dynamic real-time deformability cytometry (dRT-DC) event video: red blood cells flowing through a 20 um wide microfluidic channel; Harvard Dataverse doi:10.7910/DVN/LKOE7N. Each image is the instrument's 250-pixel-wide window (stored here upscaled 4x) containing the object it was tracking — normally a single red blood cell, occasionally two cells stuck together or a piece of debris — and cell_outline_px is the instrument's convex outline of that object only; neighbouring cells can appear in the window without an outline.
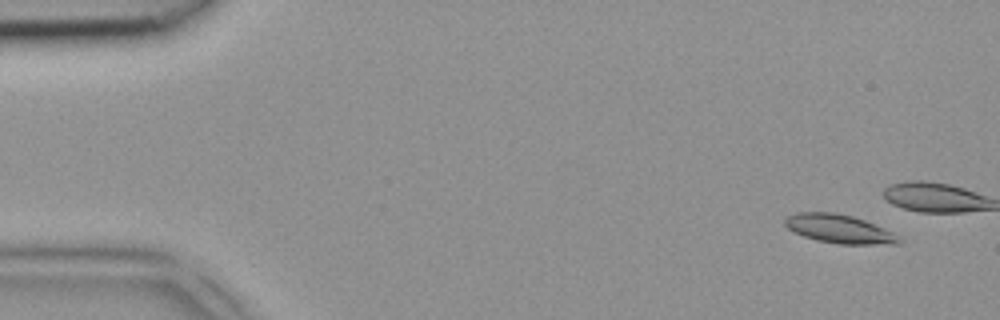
{"species": "common noctule bat (a hibernating species)", "species_latin": "Nyctalus noctula", "temperature_condition": "room temperature", "stored_images_in_passage": 5, "camera_frame_rate_fps": 3000, "um_per_image_px": 0.085, "animal": {"sex": "female", "body_mass_g": 18.4}, "frame": {"image": 1, "passage_image": 1, "time_ms": 0.0, "image_size_px": [1000, 320], "cell_outline_px": [[900, 244], [840, 244], [816, 240], [804, 236], [788, 228], [784, 224], [784, 220], [788, 216], [796, 212], [836, 212], [852, 216], [864, 220], [884, 228], [892, 232], [900, 240]], "centroid_in_image_um": [71.31, 19.45], "position_along_channel_um": 13.7, "area_um2": 18.84}}